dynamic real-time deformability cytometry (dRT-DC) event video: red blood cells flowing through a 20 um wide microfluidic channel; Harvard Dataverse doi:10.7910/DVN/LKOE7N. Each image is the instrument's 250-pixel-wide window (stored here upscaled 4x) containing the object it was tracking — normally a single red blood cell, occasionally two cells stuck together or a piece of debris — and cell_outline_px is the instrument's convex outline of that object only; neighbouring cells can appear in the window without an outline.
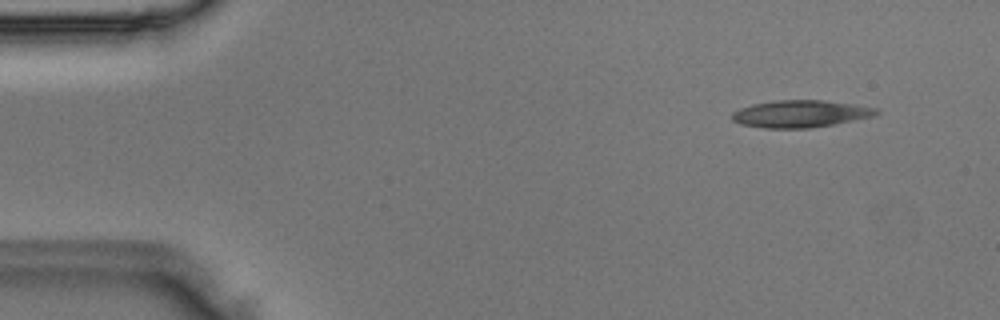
{"species": "Egyptian fruit bat (a non-hibernating species)", "species_latin": "Rousettus aegyptiacus", "temperature_condition": "room temperature", "stored_images_in_passage": 5, "camera_frame_rate_fps": 3000, "um_per_image_px": 0.085, "animal": {"sex": "male"}, "frame": {"image": 1, "passage_image": 1, "time_ms": 0.0, "image_size_px": [1000, 320], "cell_outline_px": [[880, 112], [876, 116], [836, 124], [808, 128], [764, 128], [740, 124], [732, 120], [732, 112], [740, 108], [752, 104], [772, 100], [824, 100], [852, 104], [876, 108]], "centroid_in_image_um": [68.04, 9.67], "position_along_channel_um": 17.0, "area_um2": 23.0}}
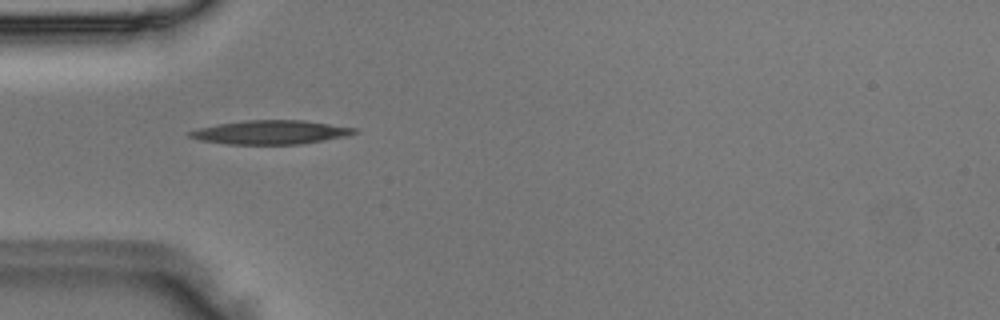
{"frame": {"image": 2, "passage_image": 4, "time_ms": 1.0, "image_size_px": [1000, 320], "cell_outline_px": [[360, 132], [348, 136], [300, 144], [228, 144], [200, 140], [188, 136], [184, 132], [200, 128], [220, 124], [244, 120], [304, 120], [356, 128]], "centroid_in_image_um": [23.03, 11.24], "position_along_channel_um": 62.0, "area_um2": 22.89}}
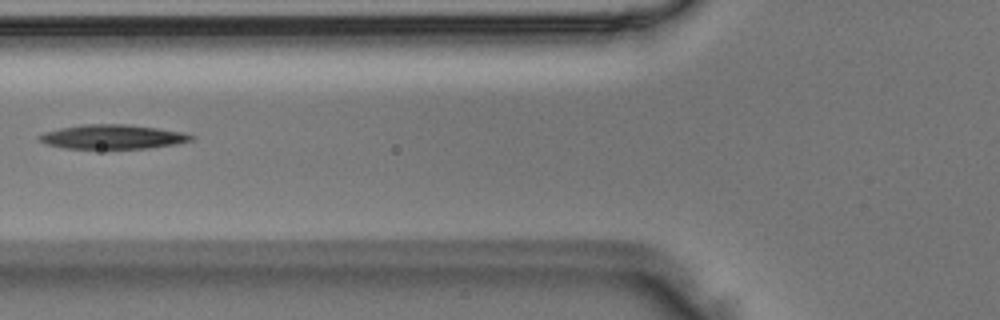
{"frame": {"image": 3, "passage_image": 5, "time_ms": 1.333, "image_size_px": [1000, 320], "cell_outline_px": [[196, 136], [192, 140], [176, 144], [148, 148], [64, 148], [44, 144], [40, 140], [40, 136], [48, 132], [64, 128], [84, 124], [124, 124], [156, 128], [180, 132]], "centroid_in_image_um": [9.61, 11.63], "position_along_channel_um": 116.2, "area_um2": 20.98}}